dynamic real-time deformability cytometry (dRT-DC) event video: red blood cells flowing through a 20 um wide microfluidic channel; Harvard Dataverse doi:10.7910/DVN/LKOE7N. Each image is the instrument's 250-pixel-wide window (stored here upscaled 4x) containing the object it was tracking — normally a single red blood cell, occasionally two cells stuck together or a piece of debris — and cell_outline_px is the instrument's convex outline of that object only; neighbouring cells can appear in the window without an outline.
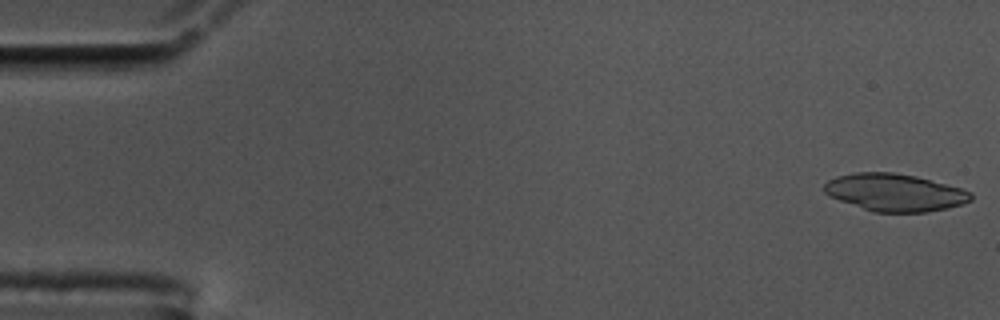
{"species": "common noctule bat (a hibernating species)", "species_latin": "Nyctalus noctula", "temperature_condition": "cold", "stored_images_in_passage": 55, "camera_frame_rate_fps": 3000, "um_per_image_px": 0.085, "animal": {"sex": "male", "body_mass_g": 17.5, "forearm_length_mm": 52.3}, "frame": {"image": 1, "passage_image": 1, "time_ms": 0.0, "image_size_px": [1000, 320], "cell_outline_px": [[972, 200], [948, 208], [928, 212], [872, 212], [840, 200], [824, 192], [824, 184], [828, 180], [836, 176], [856, 172], [892, 172], [916, 176], [960, 188], [972, 192]], "centroid_in_image_um": [76.05, 16.36], "position_along_channel_um": 8.9, "area_um2": 31.85}}